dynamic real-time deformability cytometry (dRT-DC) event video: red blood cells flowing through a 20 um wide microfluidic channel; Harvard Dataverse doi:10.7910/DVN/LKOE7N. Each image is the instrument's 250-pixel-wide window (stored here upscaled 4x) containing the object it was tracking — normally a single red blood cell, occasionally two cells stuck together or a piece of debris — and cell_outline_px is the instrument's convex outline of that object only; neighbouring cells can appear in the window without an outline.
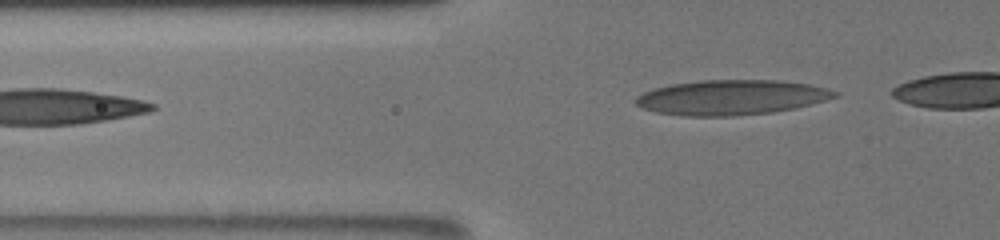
{"species": "human", "species_latin": "Homo sapiens", "temperature_condition": "room temperature", "stored_images_in_passage": 6, "segment_of_instrument_passage": [2, 2], "camera_frame_rate_fps": 3000, "um_per_image_px": 0.085, "donor": {"sex": "male"}, "frame": {"image": 1, "passage_image": 6, "time_ms": 2.667, "image_size_px": [1000, 240], "cell_outline_px": [[840, 96], [812, 104], [796, 108], [772, 112], [736, 116], [684, 116], [656, 112], [644, 108], [636, 104], [636, 96], [644, 92], [656, 88], [672, 84], [700, 80], [780, 80], [812, 84], [828, 88], [840, 92]], "centroid_in_image_um": [62.24, 8.27], "position_along_channel_um": 63.6, "area_um2": 40.81}}